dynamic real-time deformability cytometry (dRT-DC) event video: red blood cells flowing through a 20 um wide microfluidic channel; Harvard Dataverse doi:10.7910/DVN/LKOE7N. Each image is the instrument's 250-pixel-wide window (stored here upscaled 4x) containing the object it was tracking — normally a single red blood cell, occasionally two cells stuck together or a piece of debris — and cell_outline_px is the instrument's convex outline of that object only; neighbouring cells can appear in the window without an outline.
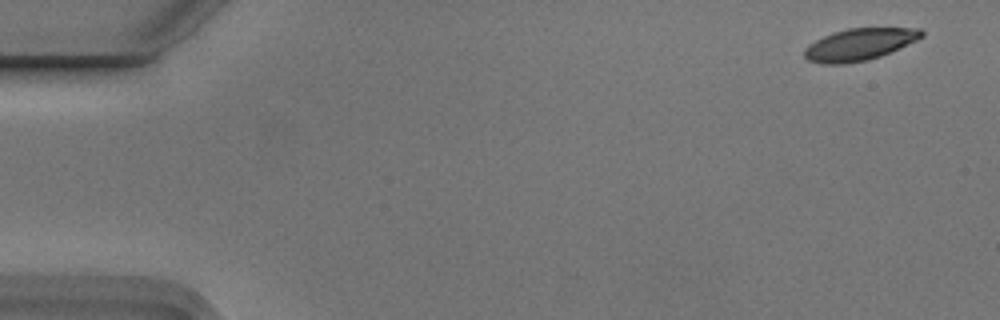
{"species": "Egyptian fruit bat (a non-hibernating species)", "species_latin": "Rousettus aegyptiacus", "temperature_condition": "cold", "stored_images_in_passage": 5, "camera_frame_rate_fps": 3000, "um_per_image_px": 0.085, "animal": {"sex": "male"}, "frame": {"image": 1, "passage_image": 1, "time_ms": 0.0, "image_size_px": [1000, 320], "cell_outline_px": [[924, 36], [916, 40], [880, 56], [868, 60], [840, 64], [824, 64], [808, 60], [804, 56], [804, 48], [808, 44], [832, 32], [848, 28], [920, 28], [924, 32]], "centroid_in_image_um": [73.02, 3.77], "position_along_channel_um": 12.0, "area_um2": 21.68}}
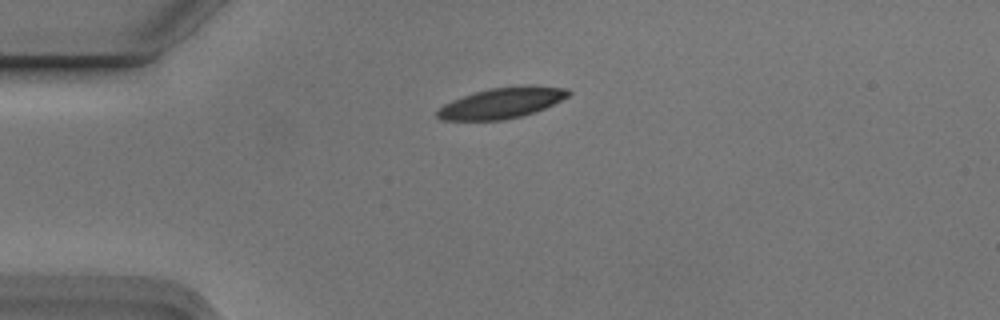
{"frame": {"image": 2, "passage_image": 4, "time_ms": 1.0, "image_size_px": [1000, 320], "cell_outline_px": [[572, 92], [568, 96], [536, 112], [524, 116], [504, 120], [444, 120], [436, 116], [436, 112], [444, 104], [452, 100], [488, 88], [568, 88]], "centroid_in_image_um": [42.58, 8.81], "position_along_channel_um": 42.4, "area_um2": 22.48}}